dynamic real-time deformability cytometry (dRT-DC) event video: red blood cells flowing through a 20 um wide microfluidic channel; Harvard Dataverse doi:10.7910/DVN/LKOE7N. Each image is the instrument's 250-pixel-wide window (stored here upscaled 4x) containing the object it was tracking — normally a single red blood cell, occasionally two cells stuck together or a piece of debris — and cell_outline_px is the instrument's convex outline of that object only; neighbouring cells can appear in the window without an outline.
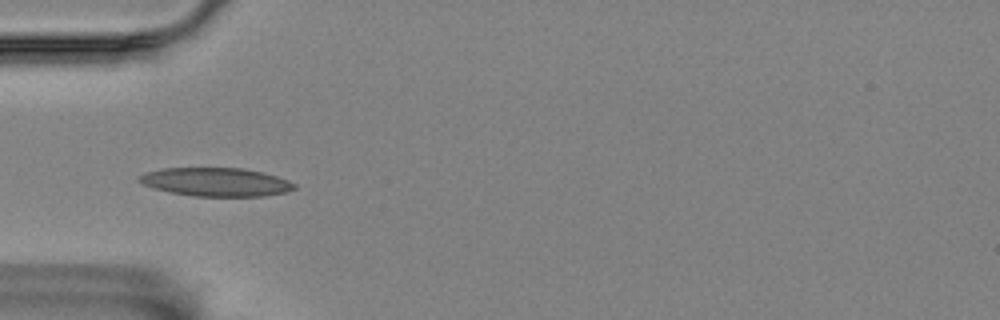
{"species": "Egyptian fruit bat (a non-hibernating species)", "species_latin": "Rousettus aegyptiacus", "temperature_condition": "room temperature", "stored_images_in_passage": 7, "camera_frame_rate_fps": 3000, "um_per_image_px": 0.085, "animal": {"sex": "female"}, "frame": {"image": 1, "passage_image": 5, "time_ms": 1.333, "image_size_px": [1000, 320], "cell_outline_px": [[296, 188], [284, 192], [264, 196], [192, 196], [168, 192], [152, 188], [136, 180], [144, 172], [164, 168], [244, 168], [264, 172], [288, 180], [296, 184]], "centroid_in_image_um": [18.34, 15.47], "position_along_channel_um": 66.7, "area_um2": 25.89}}
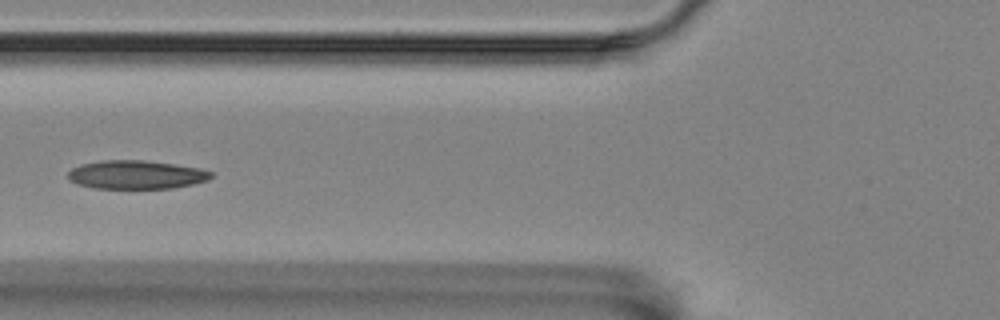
{"frame": {"image": 2, "passage_image": 6, "time_ms": 1.667, "image_size_px": [1000, 320], "cell_outline_px": [[212, 176], [208, 180], [192, 184], [172, 188], [92, 188], [68, 180], [68, 172], [72, 168], [80, 164], [100, 160], [144, 160], [200, 168], [212, 172]], "centroid_in_image_um": [11.55, 14.84], "position_along_channel_um": 114.2, "area_um2": 23.76}}
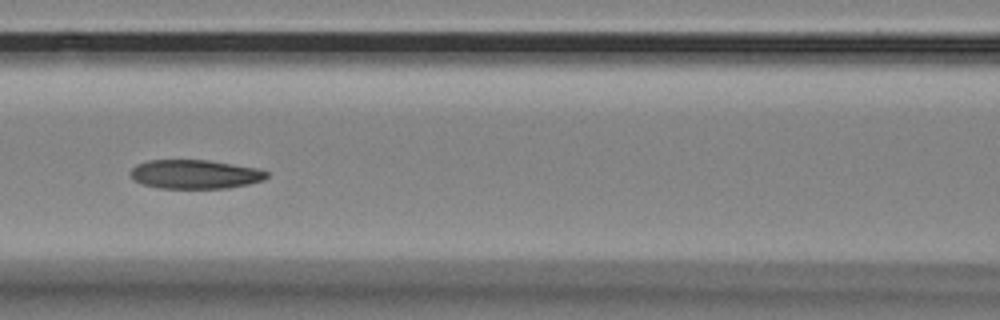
{"frame": {"image": 3, "passage_image": 7, "time_ms": 2.0, "image_size_px": [1000, 320], "cell_outline_px": [[268, 176], [264, 180], [248, 184], [228, 188], [160, 188], [140, 184], [128, 172], [136, 164], [148, 160], [208, 160], [256, 168], [268, 172]], "centroid_in_image_um": [16.55, 14.81], "position_along_channel_um": 150.0, "area_um2": 23.0}}